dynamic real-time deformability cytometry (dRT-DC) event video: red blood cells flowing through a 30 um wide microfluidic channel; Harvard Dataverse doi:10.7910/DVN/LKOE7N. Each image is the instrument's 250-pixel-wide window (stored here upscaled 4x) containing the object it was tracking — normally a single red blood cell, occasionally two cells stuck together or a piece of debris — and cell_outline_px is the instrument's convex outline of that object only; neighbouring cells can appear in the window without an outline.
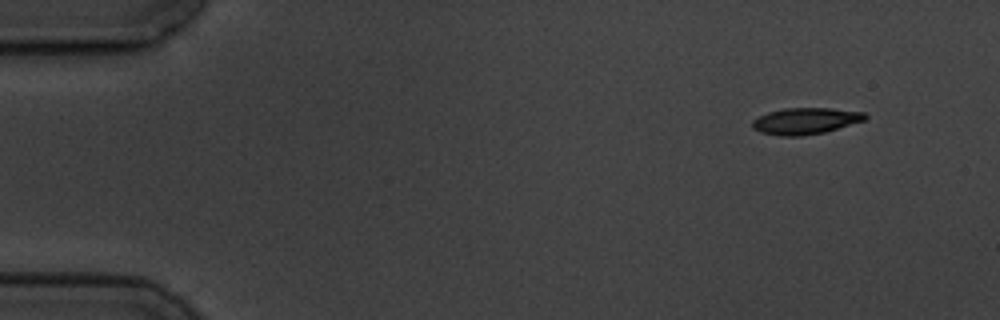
{"species": "common noctule bat (a hibernating species)", "species_latin": "Nyctalus noctula", "temperature_condition": "cold", "stored_images_in_passage": 5, "camera_frame_rate_fps": 3000, "um_per_image_px": 0.085, "animal": {"sex": "male", "body_mass_g": 19.5, "forearm_length_mm": 54.6}, "frame": {"image": 1, "passage_image": 1, "time_ms": 0.0, "image_size_px": [1000, 320], "cell_outline_px": [[868, 116], [864, 120], [824, 132], [800, 136], [780, 136], [760, 132], [752, 128], [752, 120], [768, 112], [784, 108], [832, 108], [864, 112]], "centroid_in_image_um": [68.44, 10.28], "position_along_channel_um": 16.6, "area_um2": 17.28}}
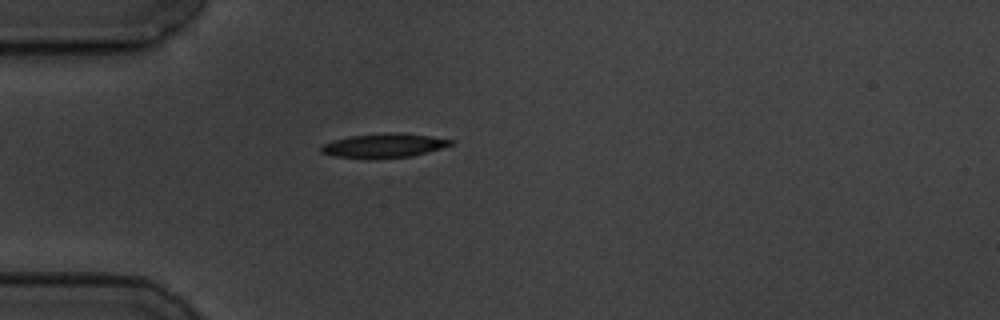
{"frame": {"image": 2, "passage_image": 4, "time_ms": 3.667, "image_size_px": [1000, 320], "cell_outline_px": [[456, 140], [452, 144], [440, 148], [412, 156], [368, 160], [332, 156], [320, 152], [320, 148], [324, 144], [332, 140], [348, 136], [392, 132], [396, 132], [428, 136]], "centroid_in_image_um": [32.57, 12.39], "position_along_channel_um": 52.4, "area_um2": 18.5}}